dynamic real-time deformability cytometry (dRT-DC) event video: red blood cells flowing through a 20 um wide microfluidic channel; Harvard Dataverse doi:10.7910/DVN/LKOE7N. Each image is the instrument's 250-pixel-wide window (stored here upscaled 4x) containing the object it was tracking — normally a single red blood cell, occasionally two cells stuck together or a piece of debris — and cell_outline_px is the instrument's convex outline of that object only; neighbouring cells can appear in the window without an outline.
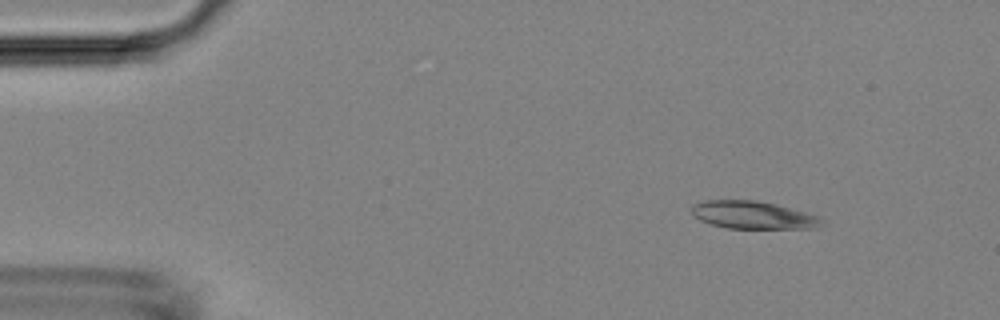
{"species": "Egyptian fruit bat (a non-hibernating species)", "species_latin": "Rousettus aegyptiacus", "temperature_condition": "room temperature", "stored_images_in_passage": 4, "camera_frame_rate_fps": 3000, "um_per_image_px": 0.085, "animal": {"sex": "female"}, "frame": {"image": 1, "passage_image": 1, "time_ms": 0.0, "image_size_px": [1000, 320], "cell_outline_px": [[824, 224], [816, 228], [728, 228], [712, 224], [700, 220], [692, 216], [692, 204], [704, 200], [756, 200], [776, 204], [820, 216], [824, 220]], "centroid_in_image_um": [64.02, 18.27], "position_along_channel_um": 21.0, "area_um2": 21.1}}
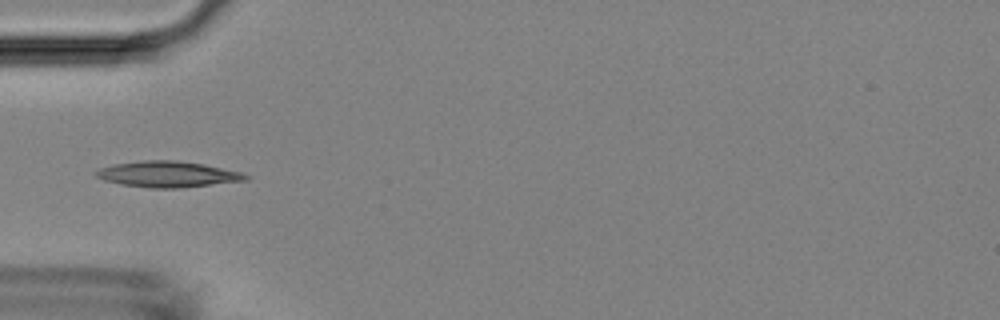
{"frame": {"image": 2, "passage_image": 4, "time_ms": 3.333, "image_size_px": [1000, 320], "cell_outline_px": [[252, 176], [248, 180], [180, 188], [152, 188], [120, 184], [104, 180], [96, 176], [92, 172], [100, 168], [112, 164], [144, 160], [176, 160], [204, 164], [244, 172]], "centroid_in_image_um": [14.29, 14.8], "position_along_channel_um": 70.7, "area_um2": 22.89}}